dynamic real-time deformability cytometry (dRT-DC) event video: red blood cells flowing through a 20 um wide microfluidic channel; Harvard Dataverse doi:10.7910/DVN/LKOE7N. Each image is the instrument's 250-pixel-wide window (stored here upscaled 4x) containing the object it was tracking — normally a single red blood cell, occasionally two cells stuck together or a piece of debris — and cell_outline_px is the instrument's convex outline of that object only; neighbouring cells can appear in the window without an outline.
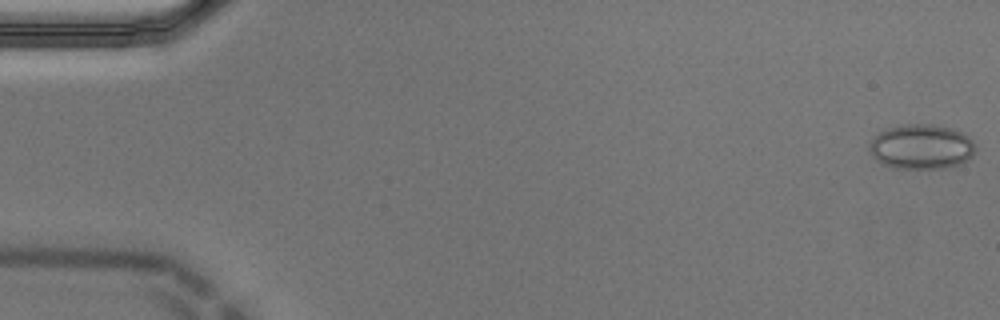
{"species": "Egyptian fruit bat (a non-hibernating species)", "species_latin": "Rousettus aegyptiacus", "temperature_condition": "cold", "stored_images_in_passage": 54, "camera_frame_rate_fps": 3000, "um_per_image_px": 0.085, "animal": {"sex": "male"}, "frame": {"image": 1, "passage_image": 1, "time_ms": 0.0, "image_size_px": [1000, 320], "cell_outline_px": [[976, 152], [972, 156], [960, 164], [952, 168], [896, 168], [884, 164], [872, 156], [868, 148], [868, 144], [880, 132], [888, 128], [908, 124], [932, 124], [952, 128], [968, 136], [976, 144]], "centroid_in_image_um": [78.36, 12.48], "position_along_channel_um": 6.6, "area_um2": 27.8}, "authors_computed_cell_mechanics": {"area_um2": 24.3916, "velocity_mm_per_s": 3.6849, "shape_relaxation_time_tau1_ms": null, "shape_relaxation_time_tau2_ms": 2.1814, "deformation_change_tau1": null, "deformation_change_tau2": 0.0311}}